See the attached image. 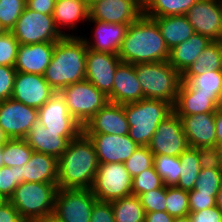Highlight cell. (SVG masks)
Listing matches in <instances>:
<instances>
[{
    "mask_svg": "<svg viewBox=\"0 0 222 222\" xmlns=\"http://www.w3.org/2000/svg\"><path fill=\"white\" fill-rule=\"evenodd\" d=\"M19 45L11 32L0 36V66L14 67Z\"/></svg>",
    "mask_w": 222,
    "mask_h": 222,
    "instance_id": "ee69618b",
    "label": "cell"
},
{
    "mask_svg": "<svg viewBox=\"0 0 222 222\" xmlns=\"http://www.w3.org/2000/svg\"><path fill=\"white\" fill-rule=\"evenodd\" d=\"M9 140V138L4 133L3 129L0 127V147L6 143Z\"/></svg>",
    "mask_w": 222,
    "mask_h": 222,
    "instance_id": "6f0895ef",
    "label": "cell"
},
{
    "mask_svg": "<svg viewBox=\"0 0 222 222\" xmlns=\"http://www.w3.org/2000/svg\"><path fill=\"white\" fill-rule=\"evenodd\" d=\"M0 222H25L18 210L6 200L0 205Z\"/></svg>",
    "mask_w": 222,
    "mask_h": 222,
    "instance_id": "f907efd6",
    "label": "cell"
},
{
    "mask_svg": "<svg viewBox=\"0 0 222 222\" xmlns=\"http://www.w3.org/2000/svg\"><path fill=\"white\" fill-rule=\"evenodd\" d=\"M221 186L222 171L220 169L201 168L194 190L205 194H217Z\"/></svg>",
    "mask_w": 222,
    "mask_h": 222,
    "instance_id": "f35d334b",
    "label": "cell"
},
{
    "mask_svg": "<svg viewBox=\"0 0 222 222\" xmlns=\"http://www.w3.org/2000/svg\"><path fill=\"white\" fill-rule=\"evenodd\" d=\"M122 61L118 54L87 49L85 79L107 97L112 93L116 68Z\"/></svg>",
    "mask_w": 222,
    "mask_h": 222,
    "instance_id": "4fadbf2b",
    "label": "cell"
},
{
    "mask_svg": "<svg viewBox=\"0 0 222 222\" xmlns=\"http://www.w3.org/2000/svg\"><path fill=\"white\" fill-rule=\"evenodd\" d=\"M56 0H26V7L46 15H53Z\"/></svg>",
    "mask_w": 222,
    "mask_h": 222,
    "instance_id": "816d5d0a",
    "label": "cell"
},
{
    "mask_svg": "<svg viewBox=\"0 0 222 222\" xmlns=\"http://www.w3.org/2000/svg\"><path fill=\"white\" fill-rule=\"evenodd\" d=\"M128 136L139 146H148L159 123L171 115L173 105L164 100L144 98L124 104Z\"/></svg>",
    "mask_w": 222,
    "mask_h": 222,
    "instance_id": "277c9868",
    "label": "cell"
},
{
    "mask_svg": "<svg viewBox=\"0 0 222 222\" xmlns=\"http://www.w3.org/2000/svg\"><path fill=\"white\" fill-rule=\"evenodd\" d=\"M129 128L124 105L108 102L84 124L83 132L127 135Z\"/></svg>",
    "mask_w": 222,
    "mask_h": 222,
    "instance_id": "d6986e66",
    "label": "cell"
},
{
    "mask_svg": "<svg viewBox=\"0 0 222 222\" xmlns=\"http://www.w3.org/2000/svg\"><path fill=\"white\" fill-rule=\"evenodd\" d=\"M8 31L5 29V27L2 25L1 21H0V36H3L4 34H6Z\"/></svg>",
    "mask_w": 222,
    "mask_h": 222,
    "instance_id": "94428289",
    "label": "cell"
},
{
    "mask_svg": "<svg viewBox=\"0 0 222 222\" xmlns=\"http://www.w3.org/2000/svg\"><path fill=\"white\" fill-rule=\"evenodd\" d=\"M131 177L154 166V155L148 146H138L135 152L124 162Z\"/></svg>",
    "mask_w": 222,
    "mask_h": 222,
    "instance_id": "74e56055",
    "label": "cell"
},
{
    "mask_svg": "<svg viewBox=\"0 0 222 222\" xmlns=\"http://www.w3.org/2000/svg\"><path fill=\"white\" fill-rule=\"evenodd\" d=\"M163 185L160 175L153 166L132 178V195L138 196L144 192L161 188Z\"/></svg>",
    "mask_w": 222,
    "mask_h": 222,
    "instance_id": "ab89813d",
    "label": "cell"
},
{
    "mask_svg": "<svg viewBox=\"0 0 222 222\" xmlns=\"http://www.w3.org/2000/svg\"><path fill=\"white\" fill-rule=\"evenodd\" d=\"M102 0H86L88 7L90 8L93 4H95L96 2H99Z\"/></svg>",
    "mask_w": 222,
    "mask_h": 222,
    "instance_id": "be15d7a7",
    "label": "cell"
},
{
    "mask_svg": "<svg viewBox=\"0 0 222 222\" xmlns=\"http://www.w3.org/2000/svg\"><path fill=\"white\" fill-rule=\"evenodd\" d=\"M142 14V0H102L89 9V19L115 24H131Z\"/></svg>",
    "mask_w": 222,
    "mask_h": 222,
    "instance_id": "9a60e30c",
    "label": "cell"
},
{
    "mask_svg": "<svg viewBox=\"0 0 222 222\" xmlns=\"http://www.w3.org/2000/svg\"><path fill=\"white\" fill-rule=\"evenodd\" d=\"M219 160H220V170L222 171V146H217Z\"/></svg>",
    "mask_w": 222,
    "mask_h": 222,
    "instance_id": "91938a15",
    "label": "cell"
},
{
    "mask_svg": "<svg viewBox=\"0 0 222 222\" xmlns=\"http://www.w3.org/2000/svg\"><path fill=\"white\" fill-rule=\"evenodd\" d=\"M38 121L52 131H83V126L68 112L64 97L55 92L38 109Z\"/></svg>",
    "mask_w": 222,
    "mask_h": 222,
    "instance_id": "ffe728a7",
    "label": "cell"
},
{
    "mask_svg": "<svg viewBox=\"0 0 222 222\" xmlns=\"http://www.w3.org/2000/svg\"><path fill=\"white\" fill-rule=\"evenodd\" d=\"M220 108H222V97L220 99Z\"/></svg>",
    "mask_w": 222,
    "mask_h": 222,
    "instance_id": "003e7915",
    "label": "cell"
},
{
    "mask_svg": "<svg viewBox=\"0 0 222 222\" xmlns=\"http://www.w3.org/2000/svg\"><path fill=\"white\" fill-rule=\"evenodd\" d=\"M115 222H145V211L138 196L111 201Z\"/></svg>",
    "mask_w": 222,
    "mask_h": 222,
    "instance_id": "d6a6232c",
    "label": "cell"
},
{
    "mask_svg": "<svg viewBox=\"0 0 222 222\" xmlns=\"http://www.w3.org/2000/svg\"><path fill=\"white\" fill-rule=\"evenodd\" d=\"M60 94L68 112L82 126L109 102L108 97L86 79L63 88Z\"/></svg>",
    "mask_w": 222,
    "mask_h": 222,
    "instance_id": "52a82bcc",
    "label": "cell"
},
{
    "mask_svg": "<svg viewBox=\"0 0 222 222\" xmlns=\"http://www.w3.org/2000/svg\"><path fill=\"white\" fill-rule=\"evenodd\" d=\"M96 201L91 189L58 188L54 214L63 222H90Z\"/></svg>",
    "mask_w": 222,
    "mask_h": 222,
    "instance_id": "30bf717a",
    "label": "cell"
},
{
    "mask_svg": "<svg viewBox=\"0 0 222 222\" xmlns=\"http://www.w3.org/2000/svg\"><path fill=\"white\" fill-rule=\"evenodd\" d=\"M145 222H174V217L166 211L145 213Z\"/></svg>",
    "mask_w": 222,
    "mask_h": 222,
    "instance_id": "f5cc1de1",
    "label": "cell"
},
{
    "mask_svg": "<svg viewBox=\"0 0 222 222\" xmlns=\"http://www.w3.org/2000/svg\"><path fill=\"white\" fill-rule=\"evenodd\" d=\"M55 43L20 44L14 68L16 72L44 75L51 62Z\"/></svg>",
    "mask_w": 222,
    "mask_h": 222,
    "instance_id": "603a6c76",
    "label": "cell"
},
{
    "mask_svg": "<svg viewBox=\"0 0 222 222\" xmlns=\"http://www.w3.org/2000/svg\"><path fill=\"white\" fill-rule=\"evenodd\" d=\"M90 189L97 201L111 202L132 195V177L124 163L99 164Z\"/></svg>",
    "mask_w": 222,
    "mask_h": 222,
    "instance_id": "ba28073f",
    "label": "cell"
},
{
    "mask_svg": "<svg viewBox=\"0 0 222 222\" xmlns=\"http://www.w3.org/2000/svg\"><path fill=\"white\" fill-rule=\"evenodd\" d=\"M145 213L166 211V186L138 195Z\"/></svg>",
    "mask_w": 222,
    "mask_h": 222,
    "instance_id": "7bdbcfd3",
    "label": "cell"
},
{
    "mask_svg": "<svg viewBox=\"0 0 222 222\" xmlns=\"http://www.w3.org/2000/svg\"><path fill=\"white\" fill-rule=\"evenodd\" d=\"M87 45L82 36H64L55 43L44 79L55 92L85 80Z\"/></svg>",
    "mask_w": 222,
    "mask_h": 222,
    "instance_id": "3957f363",
    "label": "cell"
},
{
    "mask_svg": "<svg viewBox=\"0 0 222 222\" xmlns=\"http://www.w3.org/2000/svg\"><path fill=\"white\" fill-rule=\"evenodd\" d=\"M189 147L216 146L215 112L178 116Z\"/></svg>",
    "mask_w": 222,
    "mask_h": 222,
    "instance_id": "44dd1931",
    "label": "cell"
},
{
    "mask_svg": "<svg viewBox=\"0 0 222 222\" xmlns=\"http://www.w3.org/2000/svg\"><path fill=\"white\" fill-rule=\"evenodd\" d=\"M216 146H222V108L215 112Z\"/></svg>",
    "mask_w": 222,
    "mask_h": 222,
    "instance_id": "db71d44e",
    "label": "cell"
},
{
    "mask_svg": "<svg viewBox=\"0 0 222 222\" xmlns=\"http://www.w3.org/2000/svg\"><path fill=\"white\" fill-rule=\"evenodd\" d=\"M135 71L144 98L164 100L174 106L182 74L168 61L136 64Z\"/></svg>",
    "mask_w": 222,
    "mask_h": 222,
    "instance_id": "5b68a950",
    "label": "cell"
},
{
    "mask_svg": "<svg viewBox=\"0 0 222 222\" xmlns=\"http://www.w3.org/2000/svg\"><path fill=\"white\" fill-rule=\"evenodd\" d=\"M143 14L150 18L186 15L198 0H142Z\"/></svg>",
    "mask_w": 222,
    "mask_h": 222,
    "instance_id": "4dcf8cb0",
    "label": "cell"
},
{
    "mask_svg": "<svg viewBox=\"0 0 222 222\" xmlns=\"http://www.w3.org/2000/svg\"><path fill=\"white\" fill-rule=\"evenodd\" d=\"M6 201V198L0 194V205H2Z\"/></svg>",
    "mask_w": 222,
    "mask_h": 222,
    "instance_id": "e7e4bbea",
    "label": "cell"
},
{
    "mask_svg": "<svg viewBox=\"0 0 222 222\" xmlns=\"http://www.w3.org/2000/svg\"><path fill=\"white\" fill-rule=\"evenodd\" d=\"M89 9L86 0H57L53 12L56 28L64 36H74L62 31L61 26L68 27L72 31L77 29L76 23L88 21Z\"/></svg>",
    "mask_w": 222,
    "mask_h": 222,
    "instance_id": "83f0119b",
    "label": "cell"
},
{
    "mask_svg": "<svg viewBox=\"0 0 222 222\" xmlns=\"http://www.w3.org/2000/svg\"><path fill=\"white\" fill-rule=\"evenodd\" d=\"M24 182L21 166L8 167L0 169V194L9 200L16 187Z\"/></svg>",
    "mask_w": 222,
    "mask_h": 222,
    "instance_id": "b9f144b4",
    "label": "cell"
},
{
    "mask_svg": "<svg viewBox=\"0 0 222 222\" xmlns=\"http://www.w3.org/2000/svg\"><path fill=\"white\" fill-rule=\"evenodd\" d=\"M166 212L173 217L189 215V195L176 186H166Z\"/></svg>",
    "mask_w": 222,
    "mask_h": 222,
    "instance_id": "8d00e7d4",
    "label": "cell"
},
{
    "mask_svg": "<svg viewBox=\"0 0 222 222\" xmlns=\"http://www.w3.org/2000/svg\"><path fill=\"white\" fill-rule=\"evenodd\" d=\"M57 165L55 157L33 151L29 161L21 166L24 182L57 183Z\"/></svg>",
    "mask_w": 222,
    "mask_h": 222,
    "instance_id": "4316f807",
    "label": "cell"
},
{
    "mask_svg": "<svg viewBox=\"0 0 222 222\" xmlns=\"http://www.w3.org/2000/svg\"><path fill=\"white\" fill-rule=\"evenodd\" d=\"M90 222H115L111 202L96 201L91 211Z\"/></svg>",
    "mask_w": 222,
    "mask_h": 222,
    "instance_id": "c3c4849f",
    "label": "cell"
},
{
    "mask_svg": "<svg viewBox=\"0 0 222 222\" xmlns=\"http://www.w3.org/2000/svg\"><path fill=\"white\" fill-rule=\"evenodd\" d=\"M196 93L222 97V71L214 70L194 76L186 82Z\"/></svg>",
    "mask_w": 222,
    "mask_h": 222,
    "instance_id": "e575fe53",
    "label": "cell"
},
{
    "mask_svg": "<svg viewBox=\"0 0 222 222\" xmlns=\"http://www.w3.org/2000/svg\"><path fill=\"white\" fill-rule=\"evenodd\" d=\"M181 167L176 187L184 191H192L201 169L198 148L188 147L179 156Z\"/></svg>",
    "mask_w": 222,
    "mask_h": 222,
    "instance_id": "1f68e13d",
    "label": "cell"
},
{
    "mask_svg": "<svg viewBox=\"0 0 222 222\" xmlns=\"http://www.w3.org/2000/svg\"><path fill=\"white\" fill-rule=\"evenodd\" d=\"M2 158H3V149H2V147H0V169L2 167H4V162H3Z\"/></svg>",
    "mask_w": 222,
    "mask_h": 222,
    "instance_id": "6125c7cd",
    "label": "cell"
},
{
    "mask_svg": "<svg viewBox=\"0 0 222 222\" xmlns=\"http://www.w3.org/2000/svg\"><path fill=\"white\" fill-rule=\"evenodd\" d=\"M174 222H192L190 219V216H184V217H174Z\"/></svg>",
    "mask_w": 222,
    "mask_h": 222,
    "instance_id": "680465c9",
    "label": "cell"
},
{
    "mask_svg": "<svg viewBox=\"0 0 222 222\" xmlns=\"http://www.w3.org/2000/svg\"><path fill=\"white\" fill-rule=\"evenodd\" d=\"M82 131H52L37 121L27 134L25 140L33 151L44 153L58 159L66 150L69 141Z\"/></svg>",
    "mask_w": 222,
    "mask_h": 222,
    "instance_id": "ac0fdd59",
    "label": "cell"
},
{
    "mask_svg": "<svg viewBox=\"0 0 222 222\" xmlns=\"http://www.w3.org/2000/svg\"><path fill=\"white\" fill-rule=\"evenodd\" d=\"M57 164L58 188L90 189L99 166L92 140L82 131L69 141Z\"/></svg>",
    "mask_w": 222,
    "mask_h": 222,
    "instance_id": "6da1fadb",
    "label": "cell"
},
{
    "mask_svg": "<svg viewBox=\"0 0 222 222\" xmlns=\"http://www.w3.org/2000/svg\"><path fill=\"white\" fill-rule=\"evenodd\" d=\"M93 142L99 164L124 163L138 148L127 135L85 133Z\"/></svg>",
    "mask_w": 222,
    "mask_h": 222,
    "instance_id": "e0dca14e",
    "label": "cell"
},
{
    "mask_svg": "<svg viewBox=\"0 0 222 222\" xmlns=\"http://www.w3.org/2000/svg\"><path fill=\"white\" fill-rule=\"evenodd\" d=\"M220 99L218 95L198 94L182 81L173 110L178 116L216 112L220 107Z\"/></svg>",
    "mask_w": 222,
    "mask_h": 222,
    "instance_id": "d4e9b609",
    "label": "cell"
},
{
    "mask_svg": "<svg viewBox=\"0 0 222 222\" xmlns=\"http://www.w3.org/2000/svg\"><path fill=\"white\" fill-rule=\"evenodd\" d=\"M118 57L122 62L134 65L168 61L169 49L157 22L142 14L129 24Z\"/></svg>",
    "mask_w": 222,
    "mask_h": 222,
    "instance_id": "7a4b0ae2",
    "label": "cell"
},
{
    "mask_svg": "<svg viewBox=\"0 0 222 222\" xmlns=\"http://www.w3.org/2000/svg\"><path fill=\"white\" fill-rule=\"evenodd\" d=\"M153 155L180 156L188 147L182 121L173 112L161 121L148 145Z\"/></svg>",
    "mask_w": 222,
    "mask_h": 222,
    "instance_id": "7c38bea8",
    "label": "cell"
},
{
    "mask_svg": "<svg viewBox=\"0 0 222 222\" xmlns=\"http://www.w3.org/2000/svg\"><path fill=\"white\" fill-rule=\"evenodd\" d=\"M16 76V69L11 66H0V101L11 98Z\"/></svg>",
    "mask_w": 222,
    "mask_h": 222,
    "instance_id": "f6af8a7d",
    "label": "cell"
},
{
    "mask_svg": "<svg viewBox=\"0 0 222 222\" xmlns=\"http://www.w3.org/2000/svg\"><path fill=\"white\" fill-rule=\"evenodd\" d=\"M189 195V210L190 212L201 211L213 206H216V195L217 194H205L195 191L188 192Z\"/></svg>",
    "mask_w": 222,
    "mask_h": 222,
    "instance_id": "bcb514c9",
    "label": "cell"
},
{
    "mask_svg": "<svg viewBox=\"0 0 222 222\" xmlns=\"http://www.w3.org/2000/svg\"><path fill=\"white\" fill-rule=\"evenodd\" d=\"M211 42L208 37L195 33L169 51L168 62L183 74Z\"/></svg>",
    "mask_w": 222,
    "mask_h": 222,
    "instance_id": "484cf974",
    "label": "cell"
},
{
    "mask_svg": "<svg viewBox=\"0 0 222 222\" xmlns=\"http://www.w3.org/2000/svg\"><path fill=\"white\" fill-rule=\"evenodd\" d=\"M189 216L192 222H222V211L217 206L190 212Z\"/></svg>",
    "mask_w": 222,
    "mask_h": 222,
    "instance_id": "681fc988",
    "label": "cell"
},
{
    "mask_svg": "<svg viewBox=\"0 0 222 222\" xmlns=\"http://www.w3.org/2000/svg\"><path fill=\"white\" fill-rule=\"evenodd\" d=\"M57 183L23 182L9 202L25 222H35L54 213Z\"/></svg>",
    "mask_w": 222,
    "mask_h": 222,
    "instance_id": "8992f818",
    "label": "cell"
},
{
    "mask_svg": "<svg viewBox=\"0 0 222 222\" xmlns=\"http://www.w3.org/2000/svg\"><path fill=\"white\" fill-rule=\"evenodd\" d=\"M55 93L43 75L16 72L11 98L39 109Z\"/></svg>",
    "mask_w": 222,
    "mask_h": 222,
    "instance_id": "2e32d148",
    "label": "cell"
},
{
    "mask_svg": "<svg viewBox=\"0 0 222 222\" xmlns=\"http://www.w3.org/2000/svg\"><path fill=\"white\" fill-rule=\"evenodd\" d=\"M26 7V0H0V21L10 32Z\"/></svg>",
    "mask_w": 222,
    "mask_h": 222,
    "instance_id": "60d3db41",
    "label": "cell"
},
{
    "mask_svg": "<svg viewBox=\"0 0 222 222\" xmlns=\"http://www.w3.org/2000/svg\"><path fill=\"white\" fill-rule=\"evenodd\" d=\"M38 121V109L13 98L0 101V127L9 139H25Z\"/></svg>",
    "mask_w": 222,
    "mask_h": 222,
    "instance_id": "8fae6325",
    "label": "cell"
},
{
    "mask_svg": "<svg viewBox=\"0 0 222 222\" xmlns=\"http://www.w3.org/2000/svg\"><path fill=\"white\" fill-rule=\"evenodd\" d=\"M198 151L201 168L220 169L217 146H201Z\"/></svg>",
    "mask_w": 222,
    "mask_h": 222,
    "instance_id": "7dc6e473",
    "label": "cell"
},
{
    "mask_svg": "<svg viewBox=\"0 0 222 222\" xmlns=\"http://www.w3.org/2000/svg\"><path fill=\"white\" fill-rule=\"evenodd\" d=\"M195 33L211 41H222V15L219 0H198L186 13Z\"/></svg>",
    "mask_w": 222,
    "mask_h": 222,
    "instance_id": "5bb4252c",
    "label": "cell"
},
{
    "mask_svg": "<svg viewBox=\"0 0 222 222\" xmlns=\"http://www.w3.org/2000/svg\"><path fill=\"white\" fill-rule=\"evenodd\" d=\"M219 6H220V9H221V15H222V0H219Z\"/></svg>",
    "mask_w": 222,
    "mask_h": 222,
    "instance_id": "03108f58",
    "label": "cell"
},
{
    "mask_svg": "<svg viewBox=\"0 0 222 222\" xmlns=\"http://www.w3.org/2000/svg\"><path fill=\"white\" fill-rule=\"evenodd\" d=\"M88 21L95 23V31L93 42L82 37L87 48L97 52L118 54L129 24L107 23L94 19H88Z\"/></svg>",
    "mask_w": 222,
    "mask_h": 222,
    "instance_id": "cb8c5ba5",
    "label": "cell"
},
{
    "mask_svg": "<svg viewBox=\"0 0 222 222\" xmlns=\"http://www.w3.org/2000/svg\"><path fill=\"white\" fill-rule=\"evenodd\" d=\"M35 222H63V221L59 217H57L54 213H52L49 216H46V217L39 219Z\"/></svg>",
    "mask_w": 222,
    "mask_h": 222,
    "instance_id": "11a10c76",
    "label": "cell"
},
{
    "mask_svg": "<svg viewBox=\"0 0 222 222\" xmlns=\"http://www.w3.org/2000/svg\"><path fill=\"white\" fill-rule=\"evenodd\" d=\"M19 44L42 42L56 43L64 35L56 28L53 15H46L25 7L21 16L10 31Z\"/></svg>",
    "mask_w": 222,
    "mask_h": 222,
    "instance_id": "9c48e42d",
    "label": "cell"
},
{
    "mask_svg": "<svg viewBox=\"0 0 222 222\" xmlns=\"http://www.w3.org/2000/svg\"><path fill=\"white\" fill-rule=\"evenodd\" d=\"M214 70L222 71V41H212L182 74V81L189 82L196 75Z\"/></svg>",
    "mask_w": 222,
    "mask_h": 222,
    "instance_id": "f546056e",
    "label": "cell"
},
{
    "mask_svg": "<svg viewBox=\"0 0 222 222\" xmlns=\"http://www.w3.org/2000/svg\"><path fill=\"white\" fill-rule=\"evenodd\" d=\"M4 166L14 167L25 165L33 153V149L25 139H9L2 146Z\"/></svg>",
    "mask_w": 222,
    "mask_h": 222,
    "instance_id": "836d02e7",
    "label": "cell"
},
{
    "mask_svg": "<svg viewBox=\"0 0 222 222\" xmlns=\"http://www.w3.org/2000/svg\"><path fill=\"white\" fill-rule=\"evenodd\" d=\"M216 206L222 211V186L216 195Z\"/></svg>",
    "mask_w": 222,
    "mask_h": 222,
    "instance_id": "9f6ffc18",
    "label": "cell"
},
{
    "mask_svg": "<svg viewBox=\"0 0 222 222\" xmlns=\"http://www.w3.org/2000/svg\"><path fill=\"white\" fill-rule=\"evenodd\" d=\"M153 19L157 22L169 51L195 34L186 15L163 16Z\"/></svg>",
    "mask_w": 222,
    "mask_h": 222,
    "instance_id": "f1b7e54d",
    "label": "cell"
},
{
    "mask_svg": "<svg viewBox=\"0 0 222 222\" xmlns=\"http://www.w3.org/2000/svg\"><path fill=\"white\" fill-rule=\"evenodd\" d=\"M154 167L165 186L177 185L181 167L179 156L154 155Z\"/></svg>",
    "mask_w": 222,
    "mask_h": 222,
    "instance_id": "d590c367",
    "label": "cell"
},
{
    "mask_svg": "<svg viewBox=\"0 0 222 222\" xmlns=\"http://www.w3.org/2000/svg\"><path fill=\"white\" fill-rule=\"evenodd\" d=\"M141 99H144V96L137 79L135 65L121 62L116 68L112 93L108 96V101L124 105Z\"/></svg>",
    "mask_w": 222,
    "mask_h": 222,
    "instance_id": "7402d4cb",
    "label": "cell"
}]
</instances>
